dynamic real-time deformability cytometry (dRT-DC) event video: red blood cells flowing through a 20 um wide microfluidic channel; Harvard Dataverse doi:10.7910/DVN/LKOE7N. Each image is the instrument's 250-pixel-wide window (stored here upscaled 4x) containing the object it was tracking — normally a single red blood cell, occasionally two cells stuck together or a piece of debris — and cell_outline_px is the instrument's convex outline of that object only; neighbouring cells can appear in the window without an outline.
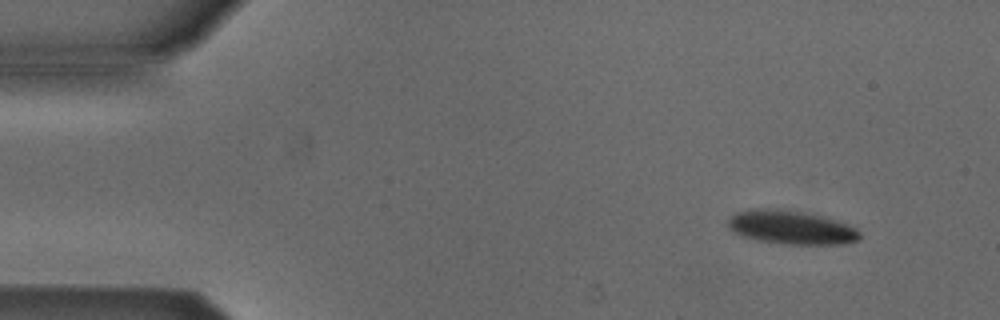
{"species": "Egyptian fruit bat (a non-hibernating species)", "species_latin": "Rousettus aegyptiacus", "temperature_condition": "cold", "stored_images_in_passage": 3, "camera_frame_rate_fps": 3000, "um_per_image_px": 0.085, "animal": {"sex": "male"}, "frame": {"image": 1, "passage_image": 1, "time_ms": 0.0, "image_size_px": [1000, 320], "cell_outline_px": [[860, 240], [844, 244], [780, 244], [756, 240], [740, 236], [728, 228], [728, 216], [736, 212], [800, 212], [820, 216], [856, 228], [860, 232]], "centroid_in_image_um": [67.27, 19.41], "position_along_channel_um": 17.7, "area_um2": 24.68}}